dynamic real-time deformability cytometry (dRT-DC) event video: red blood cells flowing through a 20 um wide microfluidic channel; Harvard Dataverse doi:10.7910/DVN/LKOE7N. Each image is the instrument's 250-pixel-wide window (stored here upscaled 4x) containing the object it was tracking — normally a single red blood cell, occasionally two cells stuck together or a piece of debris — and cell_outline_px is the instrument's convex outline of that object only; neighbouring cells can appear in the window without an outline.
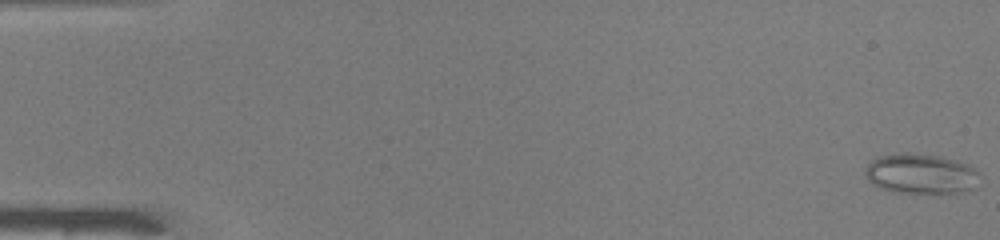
{"species": "common noctule bat (a hibernating species)", "species_latin": "Nyctalus noctula", "temperature_condition": "warm", "stored_images_in_passage": 50, "camera_frame_rate_fps": 3000, "um_per_image_px": 0.085, "animal": {"sex": "male", "body_mass_g": 19.0, "forearm_length_mm": 50.8}, "frame": {"image": 1, "passage_image": 1, "time_ms": 0.0, "image_size_px": [1000, 240], "cell_outline_px": [[980, 172], [976, 188], [960, 192], [892, 192], [880, 188], [872, 184], [864, 176], [864, 168], [872, 160], [880, 156], [904, 152], [908, 152], [940, 156], [968, 164]], "centroid_in_image_um": [78.25, 14.76], "position_along_channel_um": 6.7, "area_um2": 26.88}}
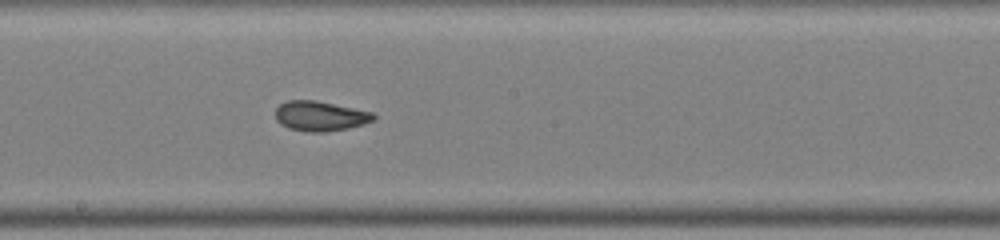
{"frame": {"image": 2, "passage_image": 28, "time_ms": 9.0, "image_size_px": [1000, 240], "cell_outline_px": [[376, 120], [364, 124], [348, 128], [324, 132], [312, 132], [288, 128], [280, 124], [276, 120], [276, 108], [280, 104], [288, 100], [316, 100], [372, 112], [376, 116]], "centroid_in_image_um": [27.22, 9.86], "position_along_channel_um": 221.0, "area_um2": 17.11}}
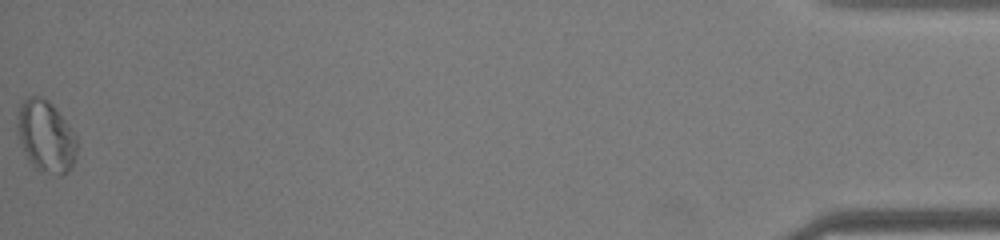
{"frame": {"image": 3, "passage_image": 50, "time_ms": 16.333, "image_size_px": [1000, 240], "cell_outline_px": [[76, 152], [72, 164], [60, 176], [56, 176], [36, 168], [28, 160], [24, 152], [20, 140], [16, 124], [20, 104], [24, 100], [32, 96], [40, 96], [48, 100], [52, 104], [68, 124], [76, 136]], "centroid_in_image_um": [3.88, 11.57], "position_along_channel_um": 431.3, "area_um2": 24.51}, "authors_computed_cell_mechanics": {"area_um2": 18.5249, "velocity_mm_per_s": 4.1314, "shape_relaxation_time_tau1_ms": 5.716, "shape_relaxation_time_tau2_ms": 1.3291, "deformation_change_tau1": 0.0979, "deformation_change_tau2": 0.0588}}